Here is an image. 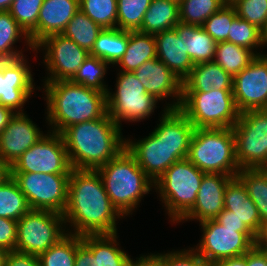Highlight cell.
Returning a JSON list of instances; mask_svg holds the SVG:
<instances>
[{
  "instance_id": "obj_30",
  "label": "cell",
  "mask_w": 267,
  "mask_h": 266,
  "mask_svg": "<svg viewBox=\"0 0 267 266\" xmlns=\"http://www.w3.org/2000/svg\"><path fill=\"white\" fill-rule=\"evenodd\" d=\"M256 54L245 48L228 41L217 42L214 62L222 67L232 78L247 67Z\"/></svg>"
},
{
  "instance_id": "obj_24",
  "label": "cell",
  "mask_w": 267,
  "mask_h": 266,
  "mask_svg": "<svg viewBox=\"0 0 267 266\" xmlns=\"http://www.w3.org/2000/svg\"><path fill=\"white\" fill-rule=\"evenodd\" d=\"M182 91L208 92L211 89H232L233 78L214 61L195 64L182 81Z\"/></svg>"
},
{
  "instance_id": "obj_58",
  "label": "cell",
  "mask_w": 267,
  "mask_h": 266,
  "mask_svg": "<svg viewBox=\"0 0 267 266\" xmlns=\"http://www.w3.org/2000/svg\"><path fill=\"white\" fill-rule=\"evenodd\" d=\"M264 47L267 46V22L264 29L261 31Z\"/></svg>"
},
{
  "instance_id": "obj_35",
  "label": "cell",
  "mask_w": 267,
  "mask_h": 266,
  "mask_svg": "<svg viewBox=\"0 0 267 266\" xmlns=\"http://www.w3.org/2000/svg\"><path fill=\"white\" fill-rule=\"evenodd\" d=\"M108 65L102 59L89 54L71 81L107 93L109 87L103 78L107 74Z\"/></svg>"
},
{
  "instance_id": "obj_13",
  "label": "cell",
  "mask_w": 267,
  "mask_h": 266,
  "mask_svg": "<svg viewBox=\"0 0 267 266\" xmlns=\"http://www.w3.org/2000/svg\"><path fill=\"white\" fill-rule=\"evenodd\" d=\"M31 210L63 214L67 206L70 174L10 173Z\"/></svg>"
},
{
  "instance_id": "obj_18",
  "label": "cell",
  "mask_w": 267,
  "mask_h": 266,
  "mask_svg": "<svg viewBox=\"0 0 267 266\" xmlns=\"http://www.w3.org/2000/svg\"><path fill=\"white\" fill-rule=\"evenodd\" d=\"M45 134L24 113H15L0 133V159L9 167Z\"/></svg>"
},
{
  "instance_id": "obj_38",
  "label": "cell",
  "mask_w": 267,
  "mask_h": 266,
  "mask_svg": "<svg viewBox=\"0 0 267 266\" xmlns=\"http://www.w3.org/2000/svg\"><path fill=\"white\" fill-rule=\"evenodd\" d=\"M152 0H117V28L138 31Z\"/></svg>"
},
{
  "instance_id": "obj_50",
  "label": "cell",
  "mask_w": 267,
  "mask_h": 266,
  "mask_svg": "<svg viewBox=\"0 0 267 266\" xmlns=\"http://www.w3.org/2000/svg\"><path fill=\"white\" fill-rule=\"evenodd\" d=\"M134 261L130 259L128 266H163V253H148V255H140Z\"/></svg>"
},
{
  "instance_id": "obj_14",
  "label": "cell",
  "mask_w": 267,
  "mask_h": 266,
  "mask_svg": "<svg viewBox=\"0 0 267 266\" xmlns=\"http://www.w3.org/2000/svg\"><path fill=\"white\" fill-rule=\"evenodd\" d=\"M71 170L62 135L49 130L10 166V173L70 174Z\"/></svg>"
},
{
  "instance_id": "obj_16",
  "label": "cell",
  "mask_w": 267,
  "mask_h": 266,
  "mask_svg": "<svg viewBox=\"0 0 267 266\" xmlns=\"http://www.w3.org/2000/svg\"><path fill=\"white\" fill-rule=\"evenodd\" d=\"M232 93L239 113L267 109V54L256 56L233 77Z\"/></svg>"
},
{
  "instance_id": "obj_53",
  "label": "cell",
  "mask_w": 267,
  "mask_h": 266,
  "mask_svg": "<svg viewBox=\"0 0 267 266\" xmlns=\"http://www.w3.org/2000/svg\"><path fill=\"white\" fill-rule=\"evenodd\" d=\"M15 115V112L0 104V133L7 127L11 118Z\"/></svg>"
},
{
  "instance_id": "obj_10",
  "label": "cell",
  "mask_w": 267,
  "mask_h": 266,
  "mask_svg": "<svg viewBox=\"0 0 267 266\" xmlns=\"http://www.w3.org/2000/svg\"><path fill=\"white\" fill-rule=\"evenodd\" d=\"M63 214L30 210L17 221L15 251L40 256L67 234Z\"/></svg>"
},
{
  "instance_id": "obj_41",
  "label": "cell",
  "mask_w": 267,
  "mask_h": 266,
  "mask_svg": "<svg viewBox=\"0 0 267 266\" xmlns=\"http://www.w3.org/2000/svg\"><path fill=\"white\" fill-rule=\"evenodd\" d=\"M20 38H24L26 46L30 48L29 50L35 51L29 35L17 23L9 11H0V53L19 51L13 45H16L15 43L21 40Z\"/></svg>"
},
{
  "instance_id": "obj_5",
  "label": "cell",
  "mask_w": 267,
  "mask_h": 266,
  "mask_svg": "<svg viewBox=\"0 0 267 266\" xmlns=\"http://www.w3.org/2000/svg\"><path fill=\"white\" fill-rule=\"evenodd\" d=\"M112 205L125 218L154 188L153 181L125 148L117 157L97 169Z\"/></svg>"
},
{
  "instance_id": "obj_29",
  "label": "cell",
  "mask_w": 267,
  "mask_h": 266,
  "mask_svg": "<svg viewBox=\"0 0 267 266\" xmlns=\"http://www.w3.org/2000/svg\"><path fill=\"white\" fill-rule=\"evenodd\" d=\"M129 31L105 28L98 35L90 55L96 56L109 65H116L126 51Z\"/></svg>"
},
{
  "instance_id": "obj_42",
  "label": "cell",
  "mask_w": 267,
  "mask_h": 266,
  "mask_svg": "<svg viewBox=\"0 0 267 266\" xmlns=\"http://www.w3.org/2000/svg\"><path fill=\"white\" fill-rule=\"evenodd\" d=\"M236 17L235 7L224 4L205 21L202 27L216 42L228 41L231 24Z\"/></svg>"
},
{
  "instance_id": "obj_49",
  "label": "cell",
  "mask_w": 267,
  "mask_h": 266,
  "mask_svg": "<svg viewBox=\"0 0 267 266\" xmlns=\"http://www.w3.org/2000/svg\"><path fill=\"white\" fill-rule=\"evenodd\" d=\"M25 56L20 51H9L0 53V73L18 64Z\"/></svg>"
},
{
  "instance_id": "obj_45",
  "label": "cell",
  "mask_w": 267,
  "mask_h": 266,
  "mask_svg": "<svg viewBox=\"0 0 267 266\" xmlns=\"http://www.w3.org/2000/svg\"><path fill=\"white\" fill-rule=\"evenodd\" d=\"M17 221L0 217V247L7 251H15Z\"/></svg>"
},
{
  "instance_id": "obj_7",
  "label": "cell",
  "mask_w": 267,
  "mask_h": 266,
  "mask_svg": "<svg viewBox=\"0 0 267 266\" xmlns=\"http://www.w3.org/2000/svg\"><path fill=\"white\" fill-rule=\"evenodd\" d=\"M205 174L186 158L173 163L154 183L173 224L195 204Z\"/></svg>"
},
{
  "instance_id": "obj_43",
  "label": "cell",
  "mask_w": 267,
  "mask_h": 266,
  "mask_svg": "<svg viewBox=\"0 0 267 266\" xmlns=\"http://www.w3.org/2000/svg\"><path fill=\"white\" fill-rule=\"evenodd\" d=\"M237 16L263 30L267 22V0H237L232 4Z\"/></svg>"
},
{
  "instance_id": "obj_33",
  "label": "cell",
  "mask_w": 267,
  "mask_h": 266,
  "mask_svg": "<svg viewBox=\"0 0 267 266\" xmlns=\"http://www.w3.org/2000/svg\"><path fill=\"white\" fill-rule=\"evenodd\" d=\"M102 30L103 28L100 25L92 21L79 9L61 34L90 53Z\"/></svg>"
},
{
  "instance_id": "obj_44",
  "label": "cell",
  "mask_w": 267,
  "mask_h": 266,
  "mask_svg": "<svg viewBox=\"0 0 267 266\" xmlns=\"http://www.w3.org/2000/svg\"><path fill=\"white\" fill-rule=\"evenodd\" d=\"M163 266H208L192 248L163 253Z\"/></svg>"
},
{
  "instance_id": "obj_47",
  "label": "cell",
  "mask_w": 267,
  "mask_h": 266,
  "mask_svg": "<svg viewBox=\"0 0 267 266\" xmlns=\"http://www.w3.org/2000/svg\"><path fill=\"white\" fill-rule=\"evenodd\" d=\"M215 220L227 228H248L242 220L233 215L232 211L226 209H223Z\"/></svg>"
},
{
  "instance_id": "obj_19",
  "label": "cell",
  "mask_w": 267,
  "mask_h": 266,
  "mask_svg": "<svg viewBox=\"0 0 267 266\" xmlns=\"http://www.w3.org/2000/svg\"><path fill=\"white\" fill-rule=\"evenodd\" d=\"M232 176L205 174L202 178L196 202L177 222L197 220L199 223L212 220L224 209V191Z\"/></svg>"
},
{
  "instance_id": "obj_59",
  "label": "cell",
  "mask_w": 267,
  "mask_h": 266,
  "mask_svg": "<svg viewBox=\"0 0 267 266\" xmlns=\"http://www.w3.org/2000/svg\"><path fill=\"white\" fill-rule=\"evenodd\" d=\"M237 0H223L224 4H230L232 5L233 3H235Z\"/></svg>"
},
{
  "instance_id": "obj_31",
  "label": "cell",
  "mask_w": 267,
  "mask_h": 266,
  "mask_svg": "<svg viewBox=\"0 0 267 266\" xmlns=\"http://www.w3.org/2000/svg\"><path fill=\"white\" fill-rule=\"evenodd\" d=\"M236 176L257 207L261 222L267 221V168L240 169Z\"/></svg>"
},
{
  "instance_id": "obj_25",
  "label": "cell",
  "mask_w": 267,
  "mask_h": 266,
  "mask_svg": "<svg viewBox=\"0 0 267 266\" xmlns=\"http://www.w3.org/2000/svg\"><path fill=\"white\" fill-rule=\"evenodd\" d=\"M174 28L179 38L184 40L185 52L194 65L214 60L217 42L202 26L179 22Z\"/></svg>"
},
{
  "instance_id": "obj_22",
  "label": "cell",
  "mask_w": 267,
  "mask_h": 266,
  "mask_svg": "<svg viewBox=\"0 0 267 266\" xmlns=\"http://www.w3.org/2000/svg\"><path fill=\"white\" fill-rule=\"evenodd\" d=\"M79 9V0H44L37 21V44L46 36L61 34Z\"/></svg>"
},
{
  "instance_id": "obj_8",
  "label": "cell",
  "mask_w": 267,
  "mask_h": 266,
  "mask_svg": "<svg viewBox=\"0 0 267 266\" xmlns=\"http://www.w3.org/2000/svg\"><path fill=\"white\" fill-rule=\"evenodd\" d=\"M179 110L194 128H232L239 118L232 89L182 91Z\"/></svg>"
},
{
  "instance_id": "obj_40",
  "label": "cell",
  "mask_w": 267,
  "mask_h": 266,
  "mask_svg": "<svg viewBox=\"0 0 267 266\" xmlns=\"http://www.w3.org/2000/svg\"><path fill=\"white\" fill-rule=\"evenodd\" d=\"M228 42L245 47L253 51L257 56L263 54V52L258 53L256 51L258 47L260 50L261 47L262 50L264 48L261 30H259L255 25L250 24L247 20L241 19L238 16L231 24V29L228 34Z\"/></svg>"
},
{
  "instance_id": "obj_28",
  "label": "cell",
  "mask_w": 267,
  "mask_h": 266,
  "mask_svg": "<svg viewBox=\"0 0 267 266\" xmlns=\"http://www.w3.org/2000/svg\"><path fill=\"white\" fill-rule=\"evenodd\" d=\"M179 22V2L152 0L138 31L155 35L173 29Z\"/></svg>"
},
{
  "instance_id": "obj_20",
  "label": "cell",
  "mask_w": 267,
  "mask_h": 266,
  "mask_svg": "<svg viewBox=\"0 0 267 266\" xmlns=\"http://www.w3.org/2000/svg\"><path fill=\"white\" fill-rule=\"evenodd\" d=\"M25 57L14 67L0 73V104L15 113H24V104L35 90L32 69Z\"/></svg>"
},
{
  "instance_id": "obj_48",
  "label": "cell",
  "mask_w": 267,
  "mask_h": 266,
  "mask_svg": "<svg viewBox=\"0 0 267 266\" xmlns=\"http://www.w3.org/2000/svg\"><path fill=\"white\" fill-rule=\"evenodd\" d=\"M247 266H267V249L254 245L247 252Z\"/></svg>"
},
{
  "instance_id": "obj_26",
  "label": "cell",
  "mask_w": 267,
  "mask_h": 266,
  "mask_svg": "<svg viewBox=\"0 0 267 266\" xmlns=\"http://www.w3.org/2000/svg\"><path fill=\"white\" fill-rule=\"evenodd\" d=\"M118 234L84 235L82 243L95 256L96 266H128L131 259L119 247Z\"/></svg>"
},
{
  "instance_id": "obj_9",
  "label": "cell",
  "mask_w": 267,
  "mask_h": 266,
  "mask_svg": "<svg viewBox=\"0 0 267 266\" xmlns=\"http://www.w3.org/2000/svg\"><path fill=\"white\" fill-rule=\"evenodd\" d=\"M117 75L115 92L108 89L106 93L109 117L120 127L122 120L133 123L149 118L159 100L146 92L134 72L119 71Z\"/></svg>"
},
{
  "instance_id": "obj_51",
  "label": "cell",
  "mask_w": 267,
  "mask_h": 266,
  "mask_svg": "<svg viewBox=\"0 0 267 266\" xmlns=\"http://www.w3.org/2000/svg\"><path fill=\"white\" fill-rule=\"evenodd\" d=\"M74 266H96L95 256L83 243L76 249Z\"/></svg>"
},
{
  "instance_id": "obj_11",
  "label": "cell",
  "mask_w": 267,
  "mask_h": 266,
  "mask_svg": "<svg viewBox=\"0 0 267 266\" xmlns=\"http://www.w3.org/2000/svg\"><path fill=\"white\" fill-rule=\"evenodd\" d=\"M202 238L193 249L208 266L232 257L246 254L256 242V235L249 228H227L215 219L199 224Z\"/></svg>"
},
{
  "instance_id": "obj_57",
  "label": "cell",
  "mask_w": 267,
  "mask_h": 266,
  "mask_svg": "<svg viewBox=\"0 0 267 266\" xmlns=\"http://www.w3.org/2000/svg\"><path fill=\"white\" fill-rule=\"evenodd\" d=\"M9 251L0 247V266L5 265V260Z\"/></svg>"
},
{
  "instance_id": "obj_37",
  "label": "cell",
  "mask_w": 267,
  "mask_h": 266,
  "mask_svg": "<svg viewBox=\"0 0 267 266\" xmlns=\"http://www.w3.org/2000/svg\"><path fill=\"white\" fill-rule=\"evenodd\" d=\"M44 0H14L9 13L37 45V21Z\"/></svg>"
},
{
  "instance_id": "obj_23",
  "label": "cell",
  "mask_w": 267,
  "mask_h": 266,
  "mask_svg": "<svg viewBox=\"0 0 267 266\" xmlns=\"http://www.w3.org/2000/svg\"><path fill=\"white\" fill-rule=\"evenodd\" d=\"M224 198V209L232 211L233 215L242 220L257 235L262 225L257 207L237 176L232 177L226 185Z\"/></svg>"
},
{
  "instance_id": "obj_55",
  "label": "cell",
  "mask_w": 267,
  "mask_h": 266,
  "mask_svg": "<svg viewBox=\"0 0 267 266\" xmlns=\"http://www.w3.org/2000/svg\"><path fill=\"white\" fill-rule=\"evenodd\" d=\"M10 177V167L0 159V185Z\"/></svg>"
},
{
  "instance_id": "obj_4",
  "label": "cell",
  "mask_w": 267,
  "mask_h": 266,
  "mask_svg": "<svg viewBox=\"0 0 267 266\" xmlns=\"http://www.w3.org/2000/svg\"><path fill=\"white\" fill-rule=\"evenodd\" d=\"M49 131L61 134L67 127L92 121L107 113L106 93L71 80L44 82Z\"/></svg>"
},
{
  "instance_id": "obj_56",
  "label": "cell",
  "mask_w": 267,
  "mask_h": 266,
  "mask_svg": "<svg viewBox=\"0 0 267 266\" xmlns=\"http://www.w3.org/2000/svg\"><path fill=\"white\" fill-rule=\"evenodd\" d=\"M14 0H0V11H9Z\"/></svg>"
},
{
  "instance_id": "obj_1",
  "label": "cell",
  "mask_w": 267,
  "mask_h": 266,
  "mask_svg": "<svg viewBox=\"0 0 267 266\" xmlns=\"http://www.w3.org/2000/svg\"><path fill=\"white\" fill-rule=\"evenodd\" d=\"M63 217L65 225L70 224L69 228L73 229L67 227V233L78 236L115 234L116 221L123 218L112 205L98 171L78 169L70 172Z\"/></svg>"
},
{
  "instance_id": "obj_2",
  "label": "cell",
  "mask_w": 267,
  "mask_h": 266,
  "mask_svg": "<svg viewBox=\"0 0 267 266\" xmlns=\"http://www.w3.org/2000/svg\"><path fill=\"white\" fill-rule=\"evenodd\" d=\"M159 124L149 136L140 140L127 139L126 149L139 167L155 183L175 162L186 159L195 130L179 109L162 110Z\"/></svg>"
},
{
  "instance_id": "obj_36",
  "label": "cell",
  "mask_w": 267,
  "mask_h": 266,
  "mask_svg": "<svg viewBox=\"0 0 267 266\" xmlns=\"http://www.w3.org/2000/svg\"><path fill=\"white\" fill-rule=\"evenodd\" d=\"M223 5V0H180L179 20L184 24L203 26Z\"/></svg>"
},
{
  "instance_id": "obj_12",
  "label": "cell",
  "mask_w": 267,
  "mask_h": 266,
  "mask_svg": "<svg viewBox=\"0 0 267 266\" xmlns=\"http://www.w3.org/2000/svg\"><path fill=\"white\" fill-rule=\"evenodd\" d=\"M232 128L239 168H267V109L240 113Z\"/></svg>"
},
{
  "instance_id": "obj_6",
  "label": "cell",
  "mask_w": 267,
  "mask_h": 266,
  "mask_svg": "<svg viewBox=\"0 0 267 266\" xmlns=\"http://www.w3.org/2000/svg\"><path fill=\"white\" fill-rule=\"evenodd\" d=\"M187 159L204 173L235 177L240 168L233 128H196Z\"/></svg>"
},
{
  "instance_id": "obj_15",
  "label": "cell",
  "mask_w": 267,
  "mask_h": 266,
  "mask_svg": "<svg viewBox=\"0 0 267 266\" xmlns=\"http://www.w3.org/2000/svg\"><path fill=\"white\" fill-rule=\"evenodd\" d=\"M40 49L45 50L42 63L49 75L44 82L71 80L90 54L63 34L46 36L35 46V51Z\"/></svg>"
},
{
  "instance_id": "obj_54",
  "label": "cell",
  "mask_w": 267,
  "mask_h": 266,
  "mask_svg": "<svg viewBox=\"0 0 267 266\" xmlns=\"http://www.w3.org/2000/svg\"><path fill=\"white\" fill-rule=\"evenodd\" d=\"M255 245L267 249V221L262 223L260 231L256 235Z\"/></svg>"
},
{
  "instance_id": "obj_3",
  "label": "cell",
  "mask_w": 267,
  "mask_h": 266,
  "mask_svg": "<svg viewBox=\"0 0 267 266\" xmlns=\"http://www.w3.org/2000/svg\"><path fill=\"white\" fill-rule=\"evenodd\" d=\"M121 127L106 113L67 127L62 137L72 169L97 170L126 148Z\"/></svg>"
},
{
  "instance_id": "obj_32",
  "label": "cell",
  "mask_w": 267,
  "mask_h": 266,
  "mask_svg": "<svg viewBox=\"0 0 267 266\" xmlns=\"http://www.w3.org/2000/svg\"><path fill=\"white\" fill-rule=\"evenodd\" d=\"M30 210L18 183L10 176L0 185V217L18 221Z\"/></svg>"
},
{
  "instance_id": "obj_52",
  "label": "cell",
  "mask_w": 267,
  "mask_h": 266,
  "mask_svg": "<svg viewBox=\"0 0 267 266\" xmlns=\"http://www.w3.org/2000/svg\"><path fill=\"white\" fill-rule=\"evenodd\" d=\"M211 266H247V253L242 256L220 260Z\"/></svg>"
},
{
  "instance_id": "obj_17",
  "label": "cell",
  "mask_w": 267,
  "mask_h": 266,
  "mask_svg": "<svg viewBox=\"0 0 267 266\" xmlns=\"http://www.w3.org/2000/svg\"><path fill=\"white\" fill-rule=\"evenodd\" d=\"M136 78L145 87L148 94L162 101L165 98L174 99L165 106L166 109H179L182 102V80L179 79L158 58L146 61L135 71Z\"/></svg>"
},
{
  "instance_id": "obj_27",
  "label": "cell",
  "mask_w": 267,
  "mask_h": 266,
  "mask_svg": "<svg viewBox=\"0 0 267 266\" xmlns=\"http://www.w3.org/2000/svg\"><path fill=\"white\" fill-rule=\"evenodd\" d=\"M157 58L156 41L153 34L129 31L128 45L116 64L120 71L133 72L146 61Z\"/></svg>"
},
{
  "instance_id": "obj_39",
  "label": "cell",
  "mask_w": 267,
  "mask_h": 266,
  "mask_svg": "<svg viewBox=\"0 0 267 266\" xmlns=\"http://www.w3.org/2000/svg\"><path fill=\"white\" fill-rule=\"evenodd\" d=\"M80 10L105 28H117V0H79Z\"/></svg>"
},
{
  "instance_id": "obj_34",
  "label": "cell",
  "mask_w": 267,
  "mask_h": 266,
  "mask_svg": "<svg viewBox=\"0 0 267 266\" xmlns=\"http://www.w3.org/2000/svg\"><path fill=\"white\" fill-rule=\"evenodd\" d=\"M81 243L82 236L67 233L38 256L40 266H74L76 249Z\"/></svg>"
},
{
  "instance_id": "obj_21",
  "label": "cell",
  "mask_w": 267,
  "mask_h": 266,
  "mask_svg": "<svg viewBox=\"0 0 267 266\" xmlns=\"http://www.w3.org/2000/svg\"><path fill=\"white\" fill-rule=\"evenodd\" d=\"M154 37L157 58L183 81L194 67L185 52L184 40L179 38L175 28L159 32Z\"/></svg>"
},
{
  "instance_id": "obj_46",
  "label": "cell",
  "mask_w": 267,
  "mask_h": 266,
  "mask_svg": "<svg viewBox=\"0 0 267 266\" xmlns=\"http://www.w3.org/2000/svg\"><path fill=\"white\" fill-rule=\"evenodd\" d=\"M4 266H40L37 256L10 251L7 254Z\"/></svg>"
}]
</instances>
